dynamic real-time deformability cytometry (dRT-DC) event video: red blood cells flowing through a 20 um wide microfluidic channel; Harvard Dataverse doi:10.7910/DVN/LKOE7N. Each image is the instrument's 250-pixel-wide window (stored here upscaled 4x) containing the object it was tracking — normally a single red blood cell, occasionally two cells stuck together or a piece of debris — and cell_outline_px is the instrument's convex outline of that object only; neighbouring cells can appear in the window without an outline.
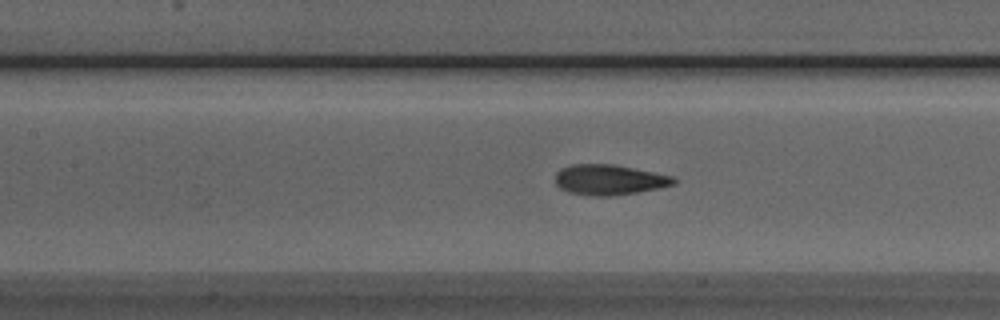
{"species": "Egyptian fruit bat (a non-hibernating species)", "species_latin": "Rousettus aegyptiacus", "temperature_condition": "room temperature", "stored_images_in_passage": 37, "camera_frame_rate_fps": 3000, "um_per_image_px": 0.085, "animal": {"sex": "male"}, "frame": {"image": 1, "passage_image": 7, "time_ms": 2.0, "image_size_px": [1000, 320], "cell_outline_px": [[676, 184], [660, 188], [636, 192], [608, 196], [592, 196], [568, 192], [560, 188], [556, 184], [556, 172], [560, 168], [572, 164], [612, 164], [672, 176], [676, 180]], "centroid_in_image_um": [51.75, 15.28], "position_along_channel_um": 155.6, "area_um2": 20.81}}
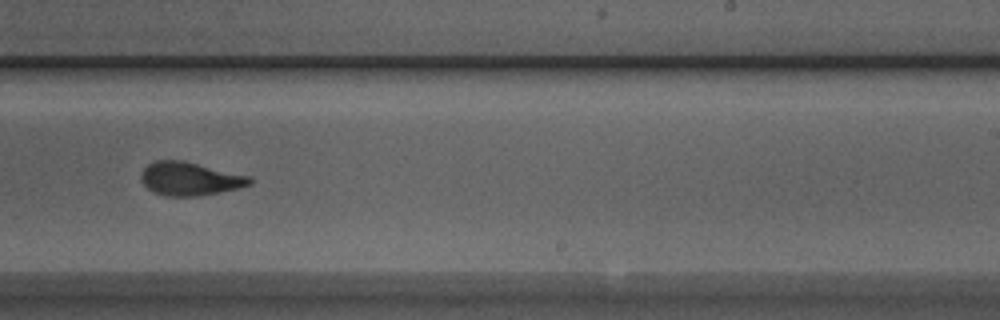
{"frame": {"image": 2, "passage_image": 16, "time_ms": 5.0, "image_size_px": [1000, 320], "cell_outline_px": [[252, 184], [220, 192], [200, 196], [164, 196], [152, 192], [144, 184], [140, 176], [144, 168], [148, 164], [156, 160], [184, 160], [252, 176]], "centroid_in_image_um": [16.15, 15.19], "position_along_channel_um": 272.8, "area_um2": 21.33}}
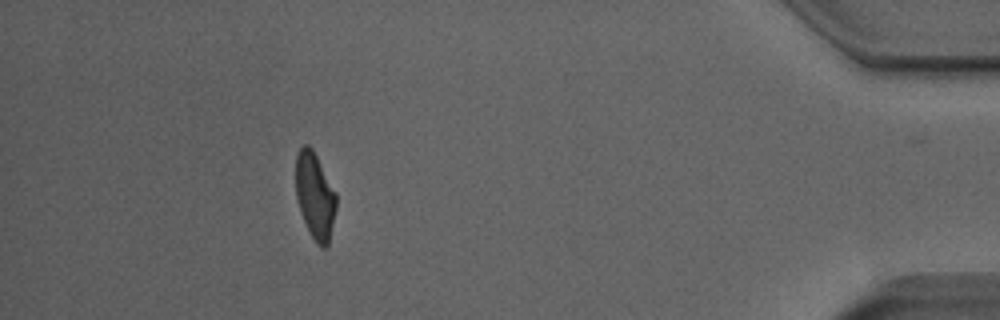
{"frame": {"image": 3, "passage_image": 31, "time_ms": 10.0, "image_size_px": [1000, 320], "cell_outline_px": [[336, 208], [328, 244], [324, 248], [320, 248], [316, 244], [300, 212], [296, 196], [296, 156], [300, 148], [304, 144], [308, 144], [312, 148], [336, 192]], "centroid_in_image_um": [26.77, 16.63], "position_along_channel_um": 408.4, "area_um2": 20.23}}